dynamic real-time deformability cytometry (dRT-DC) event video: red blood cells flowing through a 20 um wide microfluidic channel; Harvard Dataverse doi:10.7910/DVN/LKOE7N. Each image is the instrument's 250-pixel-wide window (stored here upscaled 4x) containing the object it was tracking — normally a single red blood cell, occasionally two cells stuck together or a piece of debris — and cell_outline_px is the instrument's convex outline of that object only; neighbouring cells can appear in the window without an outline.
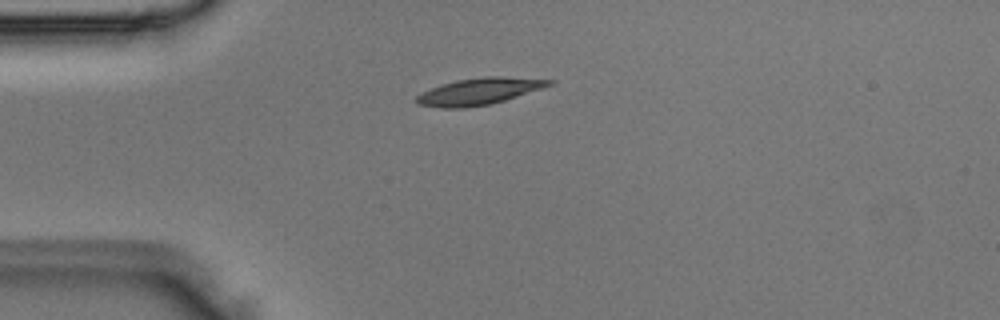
{"species": "Egyptian fruit bat (a non-hibernating species)", "species_latin": "Rousettus aegyptiacus", "temperature_condition": "room temperature", "stored_images_in_passage": 2, "camera_frame_rate_fps": 3000, "um_per_image_px": 0.085, "animal": {"sex": "male"}, "frame": {"image": 1, "passage_image": 2, "time_ms": 0.333, "image_size_px": [1000, 320], "cell_outline_px": [[556, 80], [552, 84], [492, 104], [464, 108], [440, 108], [416, 104], [412, 100], [420, 92], [440, 84], [456, 80], [484, 76], [504, 76]], "centroid_in_image_um": [40.62, 7.77], "position_along_channel_um": 44.4, "area_um2": 20.81}}